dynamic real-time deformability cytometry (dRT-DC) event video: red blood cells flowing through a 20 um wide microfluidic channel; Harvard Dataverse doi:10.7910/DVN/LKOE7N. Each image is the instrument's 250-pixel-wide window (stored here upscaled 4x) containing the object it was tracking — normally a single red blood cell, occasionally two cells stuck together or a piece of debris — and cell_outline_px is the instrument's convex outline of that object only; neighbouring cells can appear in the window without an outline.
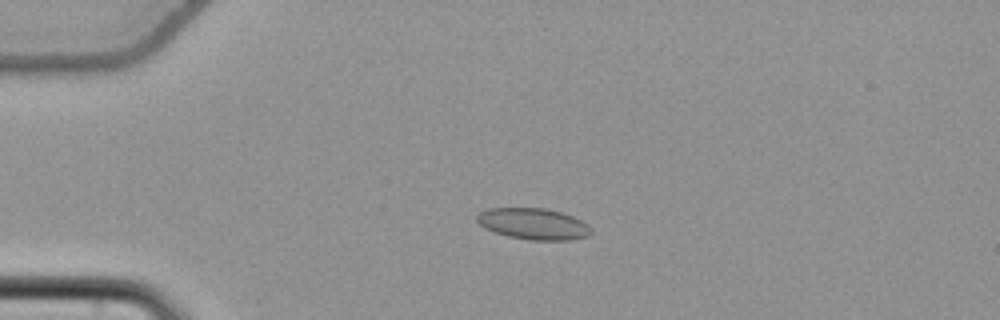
{"species": "common noctule bat (a hibernating species)", "species_latin": "Nyctalus noctula", "temperature_condition": "cold", "stored_images_in_passage": 56, "camera_frame_rate_fps": 3000, "um_per_image_px": 0.085, "animal": {"sex": "female", "body_mass_g": 22.7, "forearm_length_mm": 54.2}, "frame": {"image": 1, "passage_image": 14, "time_ms": 4.333, "image_size_px": [1000, 320], "cell_outline_px": [[592, 232], [588, 236], [568, 240], [532, 240], [508, 236], [484, 228], [476, 220], [476, 216], [480, 212], [488, 208], [548, 208], [572, 216], [588, 224], [592, 228]], "centroid_in_image_um": [45.35, 19.02], "position_along_channel_um": 39.7, "area_um2": 20.81}}
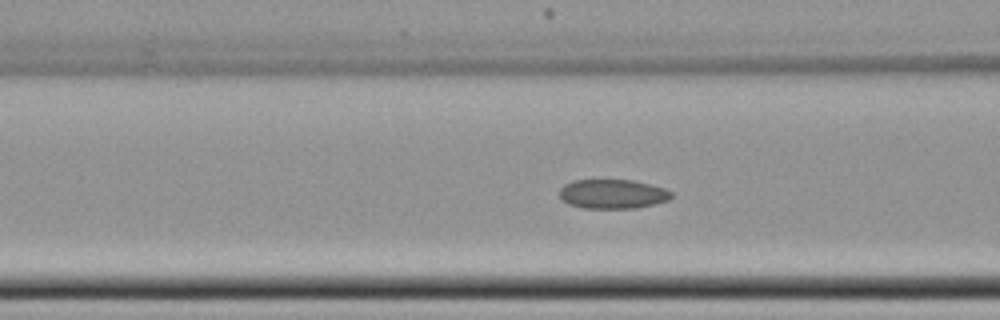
{"frame": {"image": 2, "passage_image": 23, "time_ms": 7.333, "image_size_px": [1000, 320], "cell_outline_px": [[672, 196], [668, 200], [656, 204], [636, 208], [584, 208], [568, 204], [560, 196], [560, 188], [564, 184], [572, 180], [632, 180], [664, 188], [672, 192]], "centroid_in_image_um": [52.07, 16.49], "position_along_channel_um": 114.5, "area_um2": 19.07}}
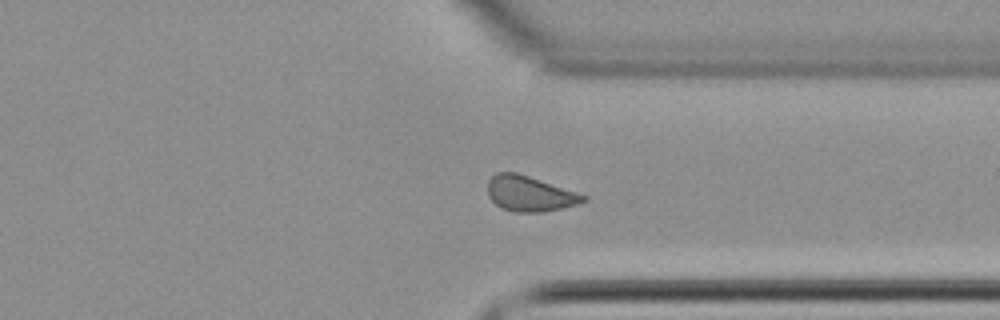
{"frame": {"image": 3, "passage_image": 43, "time_ms": 14.0, "image_size_px": [1000, 320], "cell_outline_px": [[588, 200], [576, 204], [544, 212], [512, 212], [500, 208], [488, 196], [488, 180], [496, 172], [516, 172], [588, 196]], "centroid_in_image_um": [44.99, 16.47], "position_along_channel_um": 366.4, "area_um2": 19.59}, "authors_computed_cell_mechanics": {"area_um2": 20.0566, "velocity_mm_per_s": 3.7653, "shape_relaxation_time_tau1_ms": null, "shape_relaxation_time_tau2_ms": 2.6705, "deformation_change_tau1": null, "deformation_change_tau2": 0.0733}}